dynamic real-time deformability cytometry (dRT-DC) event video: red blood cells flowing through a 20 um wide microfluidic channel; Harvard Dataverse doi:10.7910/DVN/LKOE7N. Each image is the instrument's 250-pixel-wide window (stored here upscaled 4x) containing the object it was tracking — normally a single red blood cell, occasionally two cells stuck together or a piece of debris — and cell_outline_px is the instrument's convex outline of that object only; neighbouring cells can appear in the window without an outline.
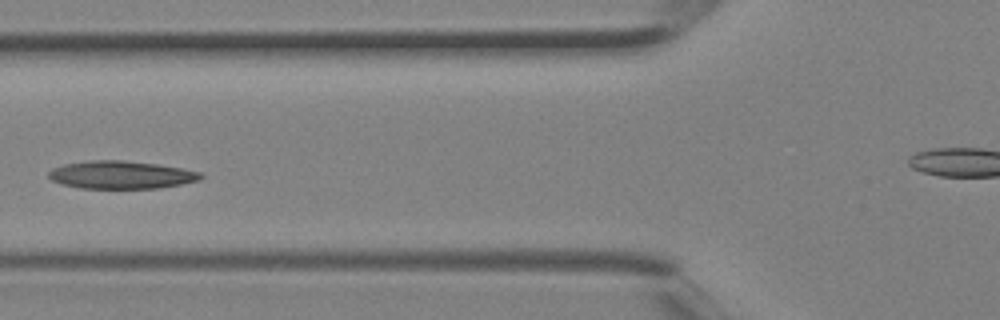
{"species": "Egyptian fruit bat (a non-hibernating species)", "species_latin": "Rousettus aegyptiacus", "temperature_condition": "room temperature", "stored_images_in_passage": 5, "segment_of_instrument_passage": [1, 2], "camera_frame_rate_fps": 3000, "um_per_image_px": 0.085, "animal": {"sex": "female"}, "frame": {"image": 1, "passage_image": 4, "time_ms": 1.0, "image_size_px": [1000, 320], "cell_outline_px": [[204, 176], [200, 180], [160, 188], [80, 188], [60, 184], [52, 180], [48, 176], [48, 172], [52, 168], [64, 164], [92, 160], [124, 160], [156, 164], [180, 168], [200, 172]], "centroid_in_image_um": [10.27, 14.86], "position_along_channel_um": 115.5, "area_um2": 24.62}}